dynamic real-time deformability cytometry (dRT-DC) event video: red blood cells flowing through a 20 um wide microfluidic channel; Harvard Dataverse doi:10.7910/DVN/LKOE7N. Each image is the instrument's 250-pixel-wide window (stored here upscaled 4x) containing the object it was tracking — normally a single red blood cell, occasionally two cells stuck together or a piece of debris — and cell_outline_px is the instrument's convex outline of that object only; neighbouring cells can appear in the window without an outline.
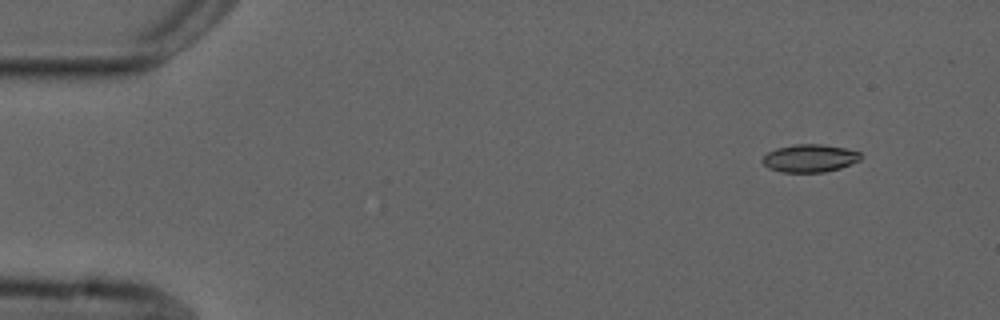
{"species": "common noctule bat (a hibernating species)", "species_latin": "Nyctalus noctula", "temperature_condition": "cold", "stored_images_in_passage": 4, "camera_frame_rate_fps": 3000, "um_per_image_px": 0.085, "animal": {"sex": "male", "forearm_length_mm": 52.5}, "frame": {"image": 1, "passage_image": 1, "time_ms": 0.0, "image_size_px": [1000, 320], "cell_outline_px": [[864, 156], [860, 160], [840, 168], [824, 172], [780, 172], [768, 168], [760, 160], [768, 152], [776, 148], [792, 144], [824, 144], [844, 148], [860, 152]], "centroid_in_image_um": [68.82, 13.44], "position_along_channel_um": 16.2, "area_um2": 16.07}}
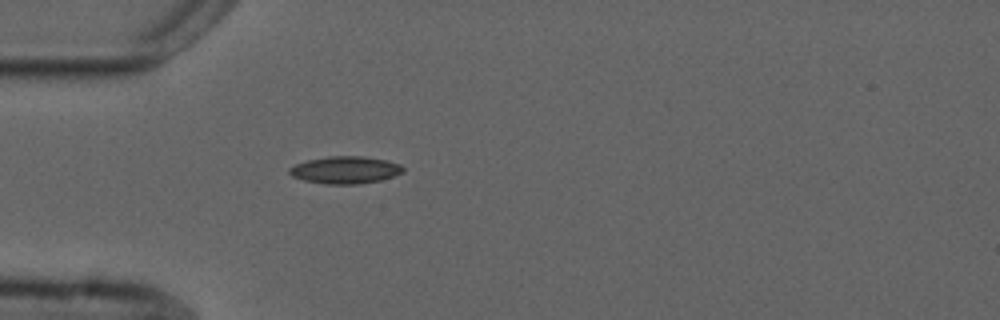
{"frame": {"image": 2, "passage_image": 4, "time_ms": 3.667, "image_size_px": [1000, 320], "cell_outline_px": [[404, 172], [380, 180], [360, 184], [324, 184], [304, 180], [292, 176], [288, 172], [288, 168], [296, 164], [308, 160], [328, 156], [360, 156], [388, 160], [400, 164], [404, 168]], "centroid_in_image_um": [29.35, 14.44], "position_along_channel_um": 55.7, "area_um2": 18.09}}